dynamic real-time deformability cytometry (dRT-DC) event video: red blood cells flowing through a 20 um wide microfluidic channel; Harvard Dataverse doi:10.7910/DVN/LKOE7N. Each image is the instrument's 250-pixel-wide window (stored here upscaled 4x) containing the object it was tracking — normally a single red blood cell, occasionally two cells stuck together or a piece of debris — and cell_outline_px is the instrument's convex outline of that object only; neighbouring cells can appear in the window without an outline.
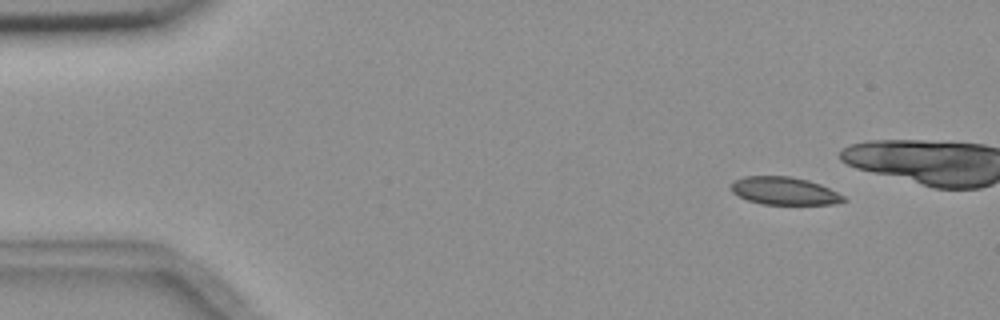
{"species": "common noctule bat (a hibernating species)", "species_latin": "Nyctalus noctula", "temperature_condition": "room temperature", "stored_images_in_passage": 5, "camera_frame_rate_fps": 3000, "um_per_image_px": 0.085, "animal": {"sex": "female", "body_mass_g": 18.4}, "frame": {"image": 1, "passage_image": 2, "time_ms": 1.667, "image_size_px": [1000, 320], "cell_outline_px": [[848, 200], [832, 204], [764, 204], [748, 200], [732, 192], [728, 188], [732, 180], [744, 176], [788, 176], [808, 180], [820, 184], [844, 196]], "centroid_in_image_um": [66.61, 16.22], "position_along_channel_um": 18.4, "area_um2": 18.21}}